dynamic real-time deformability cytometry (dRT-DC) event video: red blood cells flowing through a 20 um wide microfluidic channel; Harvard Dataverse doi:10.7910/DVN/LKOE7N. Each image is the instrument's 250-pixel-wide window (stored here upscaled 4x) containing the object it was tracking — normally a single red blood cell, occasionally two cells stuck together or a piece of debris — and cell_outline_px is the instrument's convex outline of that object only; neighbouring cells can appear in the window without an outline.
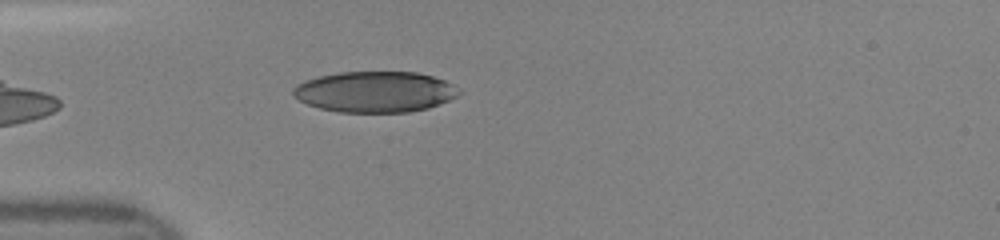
{"species": "human", "species_latin": "Homo sapiens", "temperature_condition": "room temperature", "stored_images_in_passage": 37, "camera_frame_rate_fps": 3000, "um_per_image_px": 0.085, "donor": {"sex": "female"}, "frame": {"image": 1, "passage_image": 4, "time_ms": 1.0, "image_size_px": [1000, 240], "cell_outline_px": [[464, 92], [448, 100], [428, 108], [408, 112], [340, 112], [320, 108], [308, 104], [292, 96], [292, 88], [296, 84], [304, 80], [320, 76], [340, 72], [416, 72], [432, 76], [444, 80], [460, 88]], "centroid_in_image_um": [31.87, 7.8], "position_along_channel_um": 53.1, "area_um2": 39.59}}
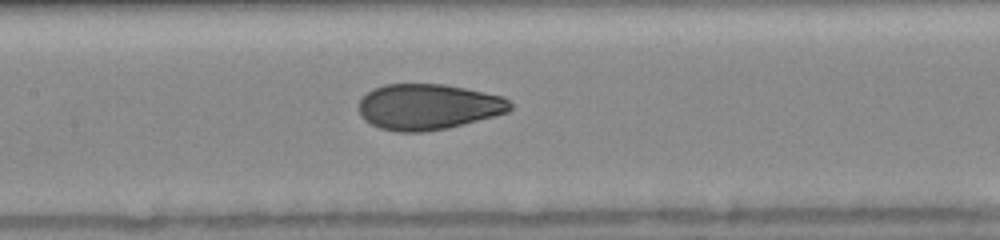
{"frame": {"image": 2, "passage_image": 13, "time_ms": 4.0, "image_size_px": [1000, 240], "cell_outline_px": [[512, 108], [508, 112], [448, 128], [424, 132], [396, 132], [380, 128], [364, 120], [360, 116], [360, 100], [372, 88], [384, 84], [444, 84], [504, 96], [512, 104]], "centroid_in_image_um": [36.39, 9.08], "position_along_channel_um": 171.0, "area_um2": 40.4}}
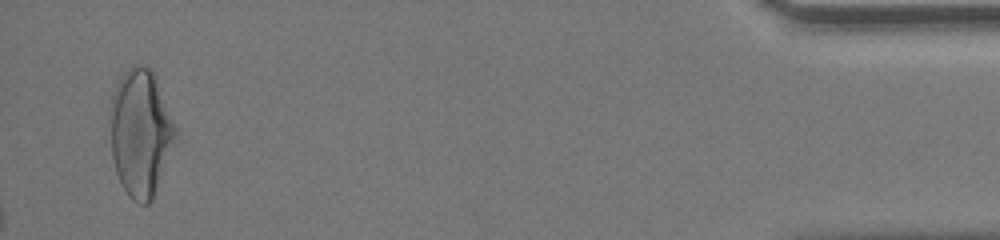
{"frame": {"image": 3, "passage_image": 36, "time_ms": 11.667, "image_size_px": [1000, 240], "cell_outline_px": [[176, 136], [152, 200], [148, 204], [140, 204], [132, 200], [128, 196], [116, 172], [112, 156], [108, 116], [108, 108], [116, 84], [120, 76], [132, 64], [140, 64], [152, 68], [156, 76], [176, 128]], "centroid_in_image_um": [11.9, 11.22], "position_along_channel_um": 423.3, "area_um2": 48.61}}